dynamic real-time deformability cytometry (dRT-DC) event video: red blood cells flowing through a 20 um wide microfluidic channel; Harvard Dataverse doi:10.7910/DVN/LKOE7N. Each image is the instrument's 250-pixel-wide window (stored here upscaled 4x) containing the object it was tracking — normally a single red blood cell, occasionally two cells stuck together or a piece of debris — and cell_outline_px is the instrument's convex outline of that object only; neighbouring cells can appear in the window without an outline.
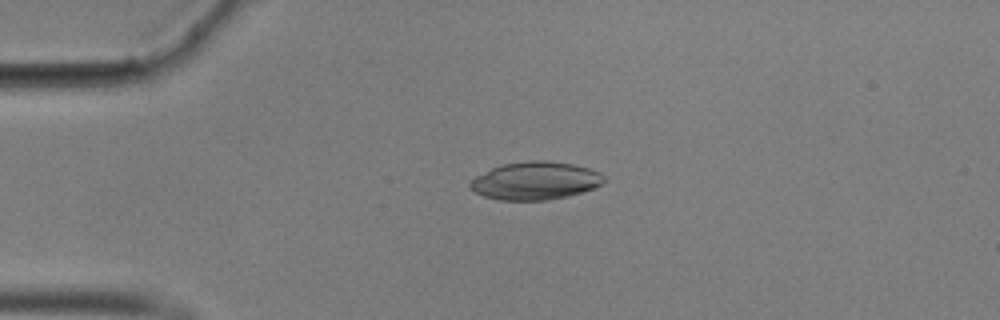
{"species": "common noctule bat (a hibernating species)", "species_latin": "Nyctalus noctula", "temperature_condition": "cold", "stored_images_in_passage": 56, "camera_frame_rate_fps": 3000, "um_per_image_px": 0.085, "animal": {"sex": "male", "body_mass_g": 17.9}, "frame": {"image": 1, "passage_image": 13, "time_ms": 4.0, "image_size_px": [1000, 320], "cell_outline_px": [[604, 180], [600, 184], [592, 188], [568, 196], [548, 200], [500, 200], [484, 196], [476, 192], [468, 184], [476, 176], [492, 168], [504, 164], [532, 160], [544, 160], [572, 164], [588, 168], [600, 172], [604, 176]], "centroid_in_image_um": [45.5, 15.36], "position_along_channel_um": 39.5, "area_um2": 29.19}}
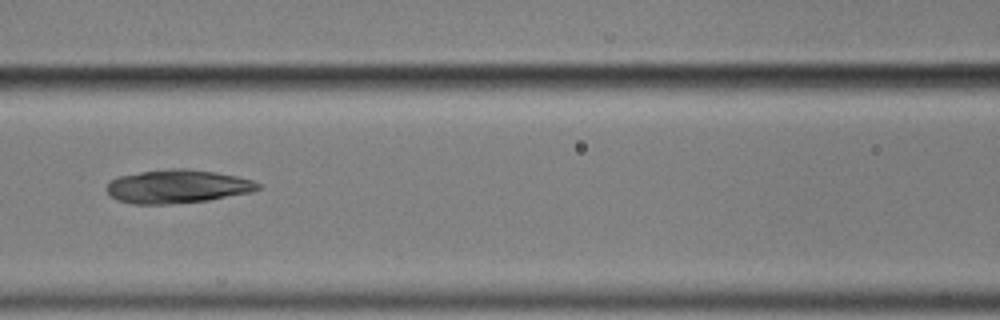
{"frame": {"image": 2, "passage_image": 25, "time_ms": 8.0, "image_size_px": [1000, 320], "cell_outline_px": [[260, 188], [252, 192], [208, 200], [172, 204], [132, 204], [116, 200], [104, 188], [116, 176], [140, 172], [172, 168], [188, 168], [216, 172], [236, 176], [252, 180], [260, 184]], "centroid_in_image_um": [15.06, 15.85], "position_along_channel_um": 151.5, "area_um2": 29.65}}
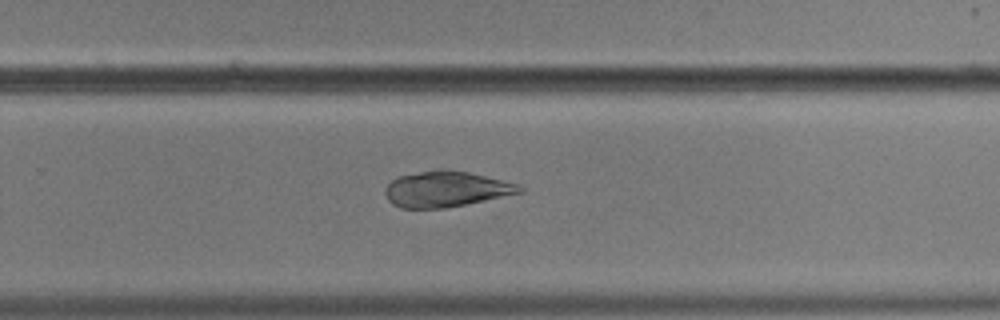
{"frame": {"image": 3, "passage_image": 37, "time_ms": 12.0, "image_size_px": [1000, 320], "cell_outline_px": [[524, 192], [444, 208], [400, 208], [392, 204], [388, 200], [384, 192], [384, 188], [392, 180], [400, 176], [440, 168], [448, 168], [468, 172], [516, 184], [524, 188]], "centroid_in_image_um": [37.87, 16.07], "position_along_channel_um": 291.9, "area_um2": 27.74}, "authors_computed_cell_mechanics": {"area_um2": 29.4491, "velocity_mm_per_s": 3.5184, "shape_relaxation_time_tau1_ms": null, "shape_relaxation_time_tau2_ms": 3.0311, "deformation_change_tau1": null, "deformation_change_tau2": 0.0744}}